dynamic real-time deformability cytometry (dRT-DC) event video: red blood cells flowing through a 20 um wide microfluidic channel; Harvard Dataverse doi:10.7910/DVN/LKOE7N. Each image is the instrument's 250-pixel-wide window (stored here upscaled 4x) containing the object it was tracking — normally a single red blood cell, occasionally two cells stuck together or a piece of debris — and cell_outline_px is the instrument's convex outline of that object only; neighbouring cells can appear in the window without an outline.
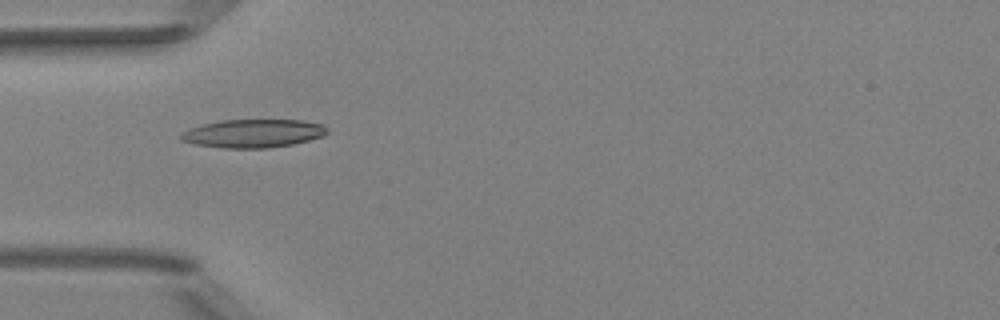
{"species": "Egyptian fruit bat (a non-hibernating species)", "species_latin": "Rousettus aegyptiacus", "temperature_condition": "room temperature", "stored_images_in_passage": 34, "camera_frame_rate_fps": 3000, "um_per_image_px": 0.085, "animal": {"sex": "female"}, "frame": {"image": 1, "passage_image": 1, "time_ms": 0.0, "image_size_px": [1000, 320], "cell_outline_px": [[328, 132], [324, 136], [292, 144], [268, 148], [224, 148], [192, 144], [180, 140], [180, 136], [184, 132], [192, 128], [204, 124], [220, 120], [304, 120], [324, 124], [328, 128]], "centroid_in_image_um": [21.56, 11.34], "position_along_channel_um": 63.4, "area_um2": 24.16}}
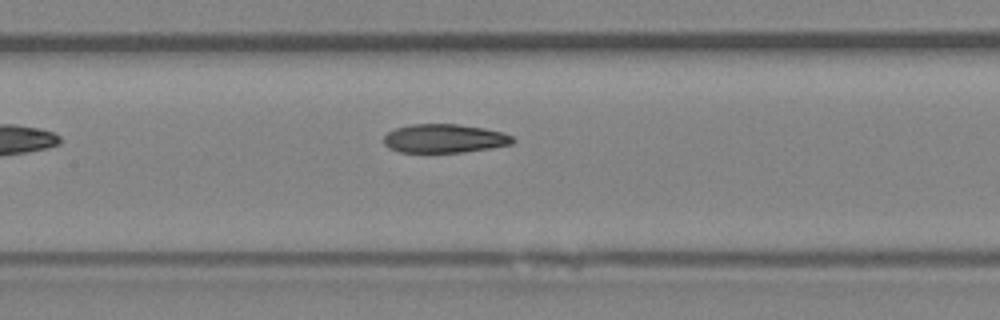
{"frame": {"image": 2, "passage_image": 9, "time_ms": 2.667, "image_size_px": [1000, 320], "cell_outline_px": [[516, 140], [512, 144], [488, 148], [460, 152], [400, 152], [388, 148], [384, 144], [384, 136], [388, 132], [396, 128], [408, 124], [456, 124], [484, 128], [500, 132], [512, 136]], "centroid_in_image_um": [37.74, 11.76], "position_along_channel_um": 169.7, "area_um2": 21.44}}
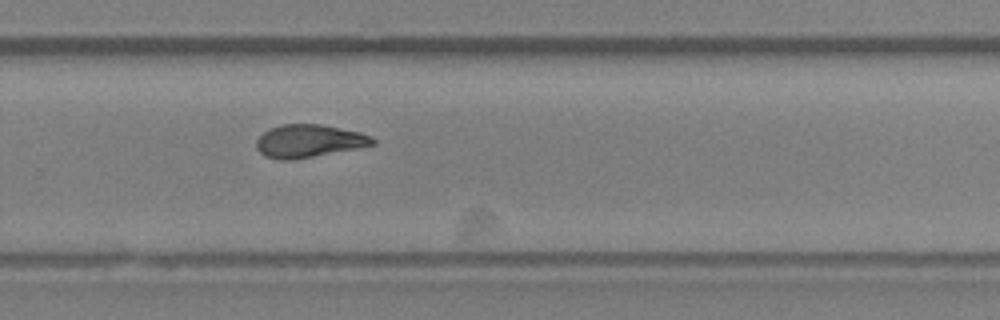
{"frame": {"image": 3, "passage_image": 19, "time_ms": 6.0, "image_size_px": [1000, 320], "cell_outline_px": [[376, 144], [356, 148], [292, 160], [280, 160], [264, 156], [256, 148], [256, 140], [268, 128], [280, 124], [320, 124], [360, 132], [372, 136], [376, 140]], "centroid_in_image_um": [26.23, 11.98], "position_along_channel_um": 303.6, "area_um2": 22.25}, "authors_computed_cell_mechanics": {"area_um2": 22.2241, "velocity_mm_per_s": 4.0242, "shape_relaxation_time_tau1_ms": null, "shape_relaxation_time_tau2_ms": 2.3278, "deformation_change_tau1": null, "deformation_change_tau2": 0.0913}}